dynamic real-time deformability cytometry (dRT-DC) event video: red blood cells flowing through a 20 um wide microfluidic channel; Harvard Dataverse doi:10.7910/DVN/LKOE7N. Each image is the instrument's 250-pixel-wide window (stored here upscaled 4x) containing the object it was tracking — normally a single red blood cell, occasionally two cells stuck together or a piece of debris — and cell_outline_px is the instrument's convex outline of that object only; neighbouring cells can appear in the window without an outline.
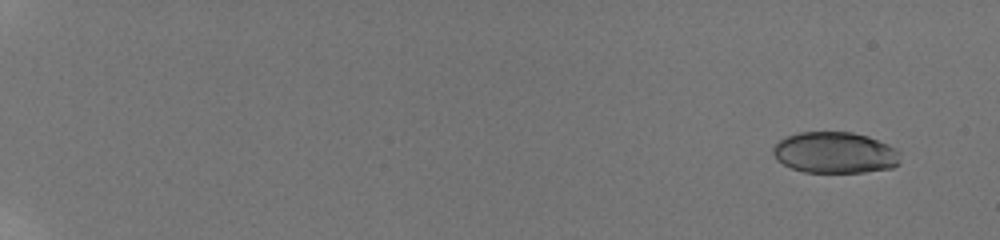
{"species": "human", "species_latin": "Homo sapiens", "temperature_condition": "room temperature", "stored_images_in_passage": 32, "camera_frame_rate_fps": 3000, "um_per_image_px": 0.085, "donor": {"sex": "male"}, "frame": {"image": 1, "passage_image": 2, "time_ms": 1.0, "image_size_px": [1000, 240], "cell_outline_px": [[900, 164], [892, 168], [864, 172], [804, 172], [792, 168], [776, 160], [772, 152], [772, 148], [780, 140], [796, 132], [852, 132], [868, 136], [888, 144], [896, 148], [900, 152]], "centroid_in_image_um": [70.99, 12.97], "position_along_channel_um": 14.0, "area_um2": 30.81}}
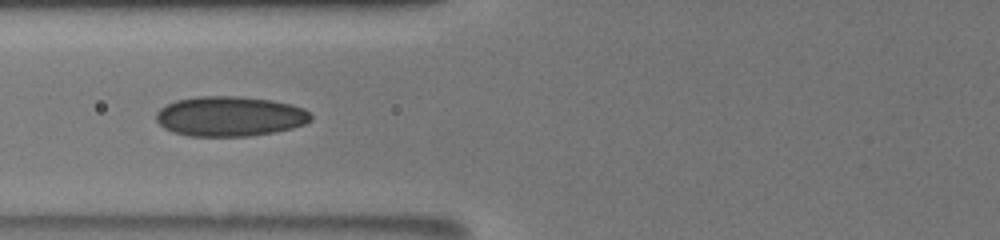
{"frame": {"image": 2, "passage_image": 11, "time_ms": 9.0, "image_size_px": [1000, 240], "cell_outline_px": [[312, 120], [304, 124], [292, 128], [276, 132], [248, 136], [188, 136], [172, 132], [164, 128], [156, 120], [156, 112], [160, 108], [176, 100], [196, 96], [240, 96], [272, 100], [292, 104], [304, 108], [312, 116]], "centroid_in_image_um": [19.54, 9.88], "position_along_channel_um": 106.3, "area_um2": 36.3}}
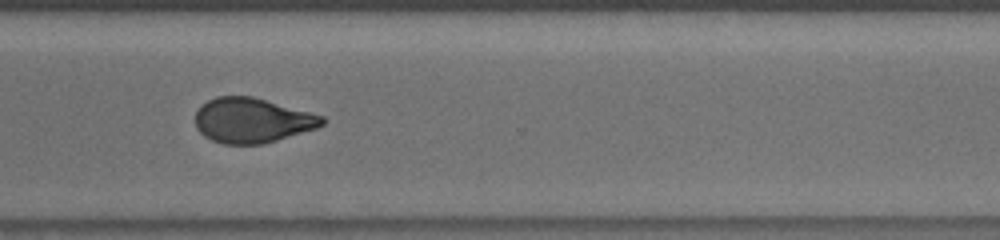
{"frame": {"image": 3, "passage_image": 23, "time_ms": 15.333, "image_size_px": [1000, 240], "cell_outline_px": [[324, 124], [316, 128], [276, 140], [260, 144], [224, 144], [212, 140], [204, 136], [196, 128], [196, 112], [208, 100], [216, 96], [252, 96], [324, 116]], "centroid_in_image_um": [21.42, 10.23], "position_along_channel_um": 349.2, "area_um2": 32.83}, "authors_computed_cell_mechanics": {"area_um2": 33.524, "velocity_mm_per_s": 3.8396, "shape_relaxation_time_tau1_ms": null, "shape_relaxation_time_tau2_ms": 1.3627, "deformation_change_tau1": null, "deformation_change_tau2": 0.0717}}